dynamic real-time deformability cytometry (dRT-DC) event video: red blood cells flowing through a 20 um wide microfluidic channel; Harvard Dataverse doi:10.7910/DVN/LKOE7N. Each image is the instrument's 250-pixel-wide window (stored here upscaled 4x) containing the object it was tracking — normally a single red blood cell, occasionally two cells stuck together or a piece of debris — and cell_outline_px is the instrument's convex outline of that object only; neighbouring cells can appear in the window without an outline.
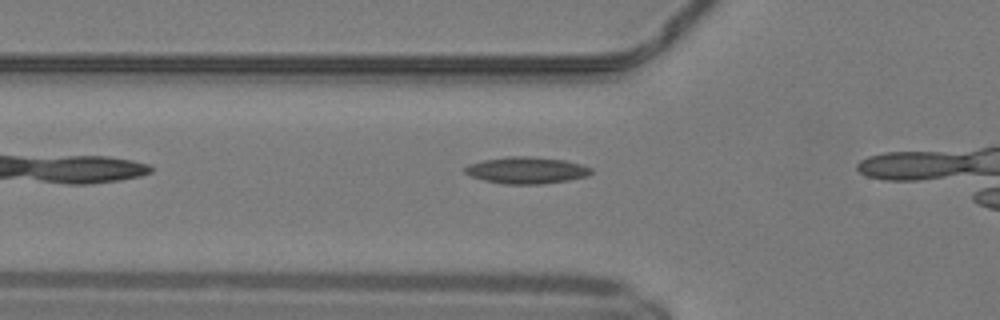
{"species": "common noctule bat (a hibernating species)", "species_latin": "Nyctalus noctula", "temperature_condition": "warm", "stored_images_in_passage": 15, "camera_frame_rate_fps": 3000, "um_per_image_px": 0.085, "animal": {"sex": "male", "body_mass_g": 19.2, "forearm_length_mm": 51.8}, "frame": {"image": 1, "passage_image": 13, "time_ms": 4.0, "image_size_px": [1000, 320], "cell_outline_px": [[592, 172], [588, 176], [568, 180], [540, 184], [504, 184], [484, 180], [472, 176], [464, 172], [464, 168], [468, 164], [484, 160], [508, 156], [528, 156], [564, 160], [584, 164], [592, 168]], "centroid_in_image_um": [44.78, 14.47], "position_along_channel_um": 81.0, "area_um2": 19.65}}